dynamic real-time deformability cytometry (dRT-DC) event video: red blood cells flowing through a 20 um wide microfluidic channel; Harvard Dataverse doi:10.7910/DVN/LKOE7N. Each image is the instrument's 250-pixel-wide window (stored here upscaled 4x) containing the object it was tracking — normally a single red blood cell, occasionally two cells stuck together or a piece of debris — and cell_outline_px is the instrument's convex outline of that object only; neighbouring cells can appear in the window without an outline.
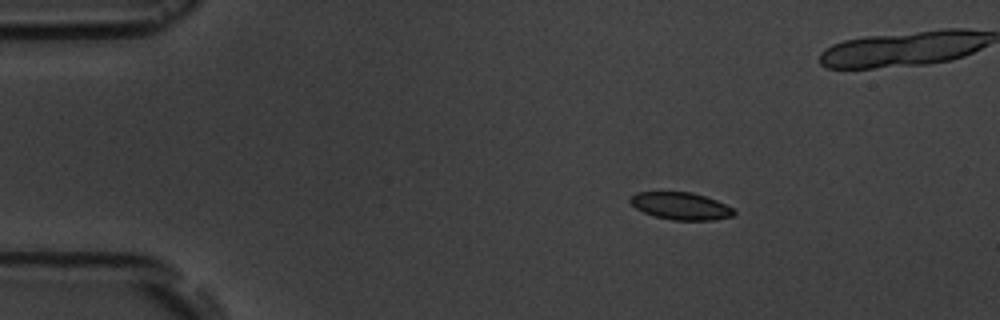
{"species": "common noctule bat (a hibernating species)", "species_latin": "Nyctalus noctula", "temperature_condition": "room temperature", "stored_images_in_passage": 5, "camera_frame_rate_fps": 3000, "um_per_image_px": 0.085, "animal": {"sex": "male", "body_mass_g": 19.5, "forearm_length_mm": 54.6}, "frame": {"image": 1, "passage_image": 1, "time_ms": 0.0, "image_size_px": [1000, 320], "cell_outline_px": [[736, 212], [732, 216], [716, 220], [672, 220], [656, 216], [644, 212], [636, 208], [628, 200], [636, 192], [692, 192], [716, 200], [732, 208]], "centroid_in_image_um": [57.87, 17.51], "position_along_channel_um": 27.1, "area_um2": 16.36}}
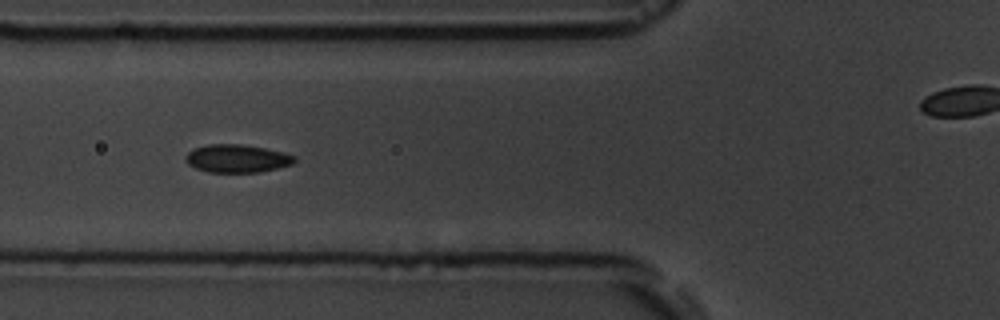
{"frame": {"image": 2, "passage_image": 4, "time_ms": 4.0, "image_size_px": [1000, 320], "cell_outline_px": [[296, 160], [292, 164], [260, 172], [208, 172], [196, 168], [188, 164], [184, 160], [184, 156], [188, 152], [196, 148], [208, 144], [240, 144], [264, 148], [284, 152], [296, 156]], "centroid_in_image_um": [20.14, 13.47], "position_along_channel_um": 105.7, "area_um2": 17.74}}
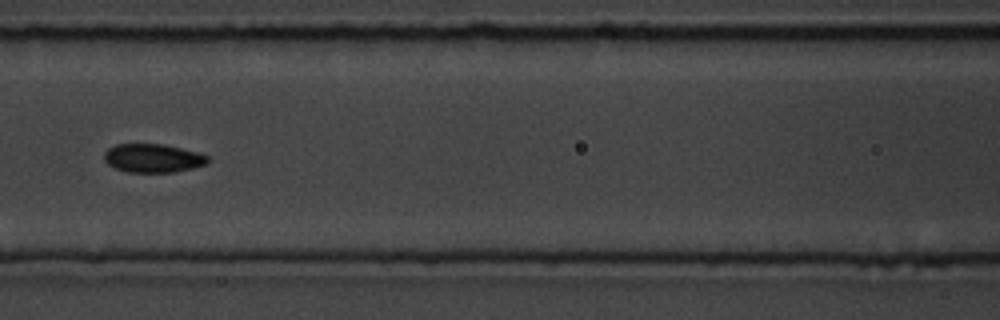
{"frame": {"image": 3, "passage_image": 5, "time_ms": 5.333, "image_size_px": [1000, 320], "cell_outline_px": [[208, 164], [176, 172], [124, 172], [108, 164], [104, 160], [104, 152], [108, 148], [116, 144], [164, 144], [196, 152], [208, 156]], "centroid_in_image_um": [12.98, 13.45], "position_along_channel_um": 153.6, "area_um2": 17.28}}